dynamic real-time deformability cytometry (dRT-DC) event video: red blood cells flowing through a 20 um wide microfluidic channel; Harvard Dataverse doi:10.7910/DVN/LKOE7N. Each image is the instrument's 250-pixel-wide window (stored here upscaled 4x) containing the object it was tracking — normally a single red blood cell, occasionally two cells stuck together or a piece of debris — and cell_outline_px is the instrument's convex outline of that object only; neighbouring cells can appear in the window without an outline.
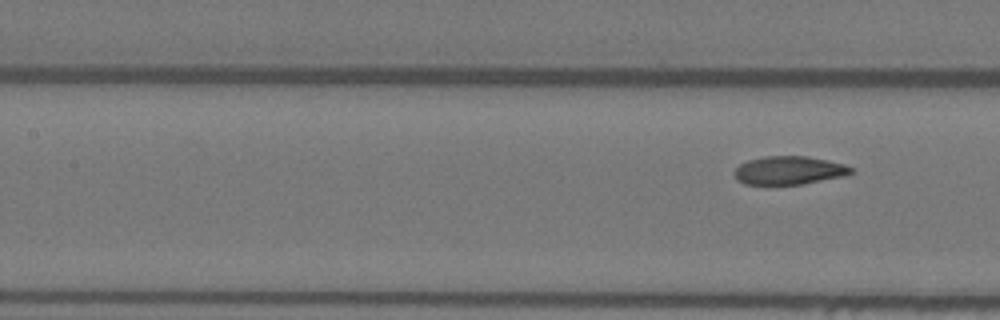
{"species": "Egyptian fruit bat (a non-hibernating species)", "species_latin": "Rousettus aegyptiacus", "temperature_condition": "warm", "stored_images_in_passage": 8, "segment_of_instrument_passage": [2, 2], "camera_frame_rate_fps": 3000, "um_per_image_px": 0.085, "animal": {"sex": "female"}, "frame": {"image": 1, "passage_image": 8, "time_ms": 2.333, "image_size_px": [1000, 320], "cell_outline_px": [[852, 172], [844, 176], [800, 184], [744, 184], [736, 180], [732, 172], [740, 164], [748, 160], [764, 156], [808, 156], [828, 160], [844, 164], [852, 168]], "centroid_in_image_um": [67.02, 14.47], "position_along_channel_um": 140.4, "area_um2": 19.25}}